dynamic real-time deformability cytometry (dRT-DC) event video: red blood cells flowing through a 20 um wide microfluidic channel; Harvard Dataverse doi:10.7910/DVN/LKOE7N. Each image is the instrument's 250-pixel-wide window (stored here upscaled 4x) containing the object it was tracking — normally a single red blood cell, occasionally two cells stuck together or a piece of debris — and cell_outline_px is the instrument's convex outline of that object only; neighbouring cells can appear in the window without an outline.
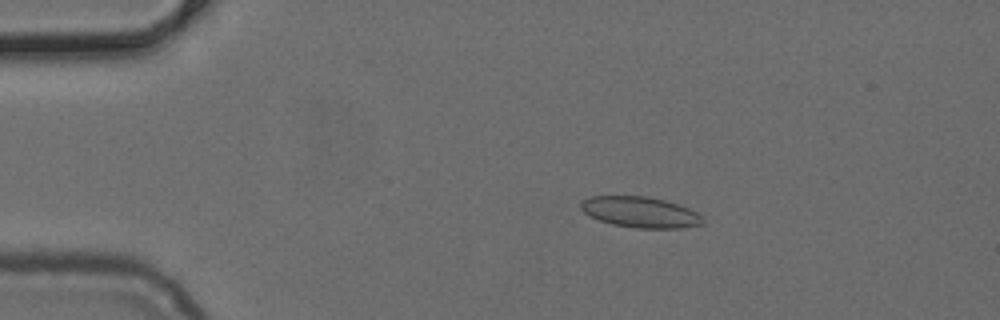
{"species": "common noctule bat (a hibernating species)", "species_latin": "Nyctalus noctula", "temperature_condition": "cold", "stored_images_in_passage": 40, "camera_frame_rate_fps": 3000, "um_per_image_px": 0.085, "animal": {"sex": "female", "body_mass_g": 24.6, "forearm_length_mm": 56.2}, "frame": {"image": 1, "passage_image": 1, "time_ms": 0.0, "image_size_px": [1000, 320], "cell_outline_px": [[704, 224], [684, 228], [636, 228], [612, 224], [600, 220], [584, 212], [580, 208], [580, 204], [584, 200], [592, 196], [648, 196], [680, 204], [696, 212], [704, 220]], "centroid_in_image_um": [54.46, 18.03], "position_along_channel_um": 30.5, "area_um2": 21.85}}
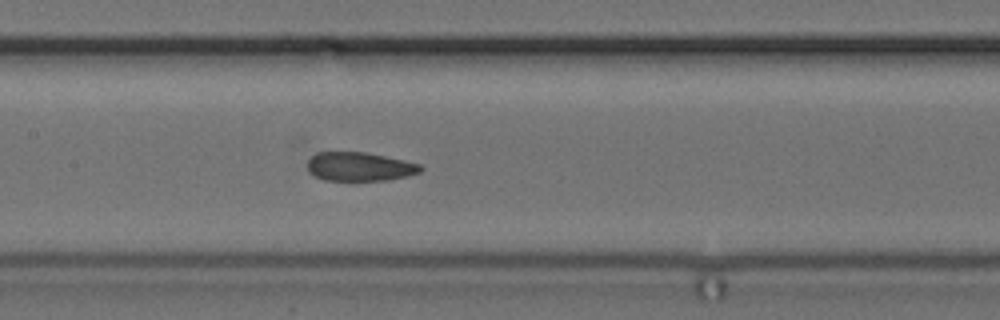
{"frame": {"image": 2, "passage_image": 16, "time_ms": 5.0, "image_size_px": [1000, 320], "cell_outline_px": [[424, 168], [420, 172], [388, 180], [324, 180], [308, 172], [308, 160], [316, 152], [364, 152], [404, 160], [420, 164]], "centroid_in_image_um": [30.55, 14.16], "position_along_channel_um": 176.9, "area_um2": 18.84}}
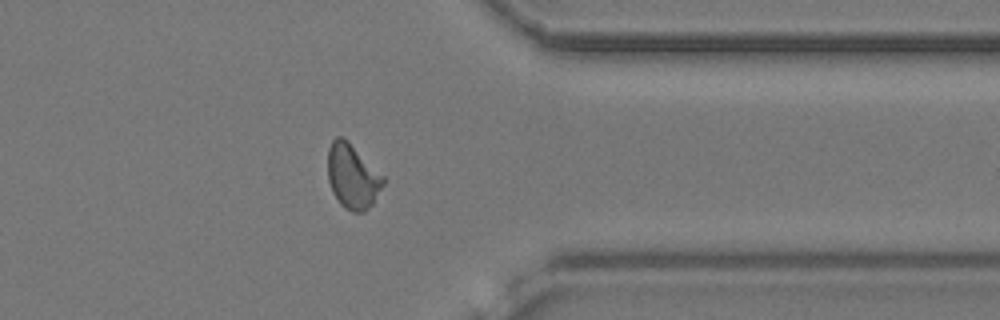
{"frame": {"image": 3, "passage_image": 32, "time_ms": 10.333, "image_size_px": [1000, 320], "cell_outline_px": [[384, 184], [372, 204], [364, 212], [352, 212], [344, 208], [340, 204], [332, 192], [328, 180], [328, 148], [332, 140], [336, 136], [344, 136], [384, 176]], "centroid_in_image_um": [29.95, 14.98], "position_along_channel_um": 381.4, "area_um2": 21.04}}